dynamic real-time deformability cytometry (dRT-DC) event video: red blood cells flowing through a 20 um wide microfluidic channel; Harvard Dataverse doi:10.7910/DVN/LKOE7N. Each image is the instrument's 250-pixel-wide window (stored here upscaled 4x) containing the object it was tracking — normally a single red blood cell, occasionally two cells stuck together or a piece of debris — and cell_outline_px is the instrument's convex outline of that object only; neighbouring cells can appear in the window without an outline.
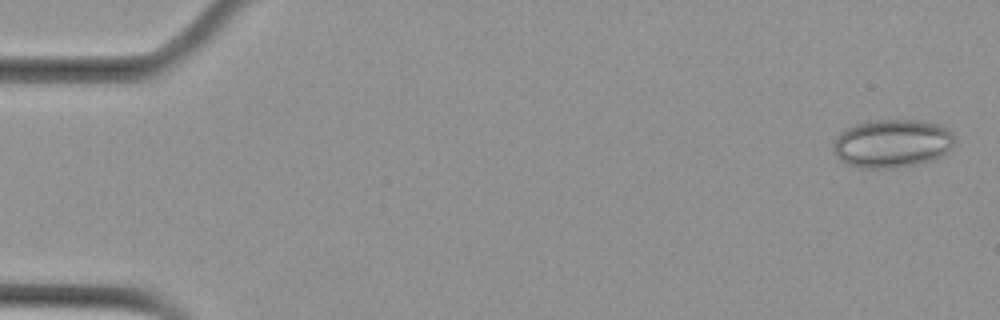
{"species": "Egyptian fruit bat (a non-hibernating species)", "species_latin": "Rousettus aegyptiacus", "temperature_condition": "cold", "stored_images_in_passage": 5, "camera_frame_rate_fps": 3000, "um_per_image_px": 0.085, "animal": {"sex": "female"}, "frame": {"image": 1, "passage_image": 1, "time_ms": 0.0, "image_size_px": [1000, 320], "cell_outline_px": [[956, 140], [952, 148], [948, 152], [940, 156], [916, 164], [896, 168], [864, 168], [848, 164], [840, 160], [836, 156], [832, 148], [836, 136], [844, 128], [868, 120], [920, 120], [940, 124], [948, 128], [956, 136]], "centroid_in_image_um": [75.84, 12.17], "position_along_channel_um": 9.2, "area_um2": 34.62}}